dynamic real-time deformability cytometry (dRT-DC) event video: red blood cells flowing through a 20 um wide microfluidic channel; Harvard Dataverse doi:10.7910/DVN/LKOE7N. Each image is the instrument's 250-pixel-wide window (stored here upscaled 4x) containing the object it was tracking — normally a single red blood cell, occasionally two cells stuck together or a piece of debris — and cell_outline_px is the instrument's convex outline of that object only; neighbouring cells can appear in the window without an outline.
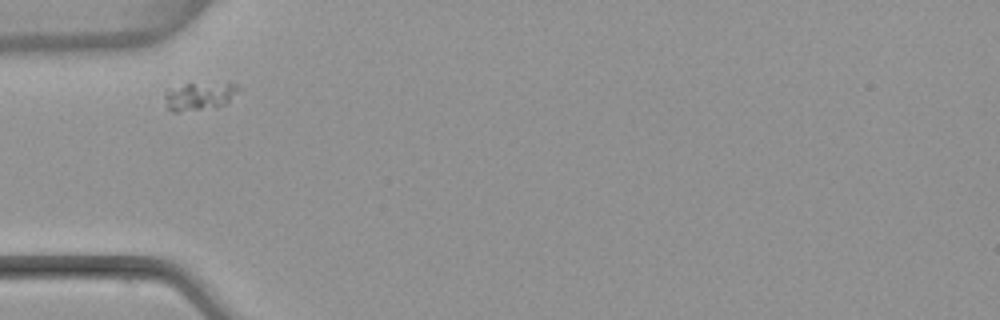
{"species": "common noctule bat (a hibernating species)", "species_latin": "Nyctalus noctula", "temperature_condition": "warm", "stored_images_in_passage": 3, "camera_frame_rate_fps": 3000, "um_per_image_px": 0.085, "animal": {"sex": "female", "body_mass_g": 22.7, "forearm_length_mm": 54.2}, "frame": {"image": 1, "passage_image": 1, "time_ms": 0.0, "image_size_px": [1000, 320], "cell_outline_px": [[244, 88], [224, 104], [216, 108], [180, 112], [172, 112], [168, 108], [164, 96], [164, 92], [168, 88], [184, 84], [236, 84]], "centroid_in_image_um": [16.94, 8.19], "position_along_channel_um": 68.1, "area_um2": 12.14}}
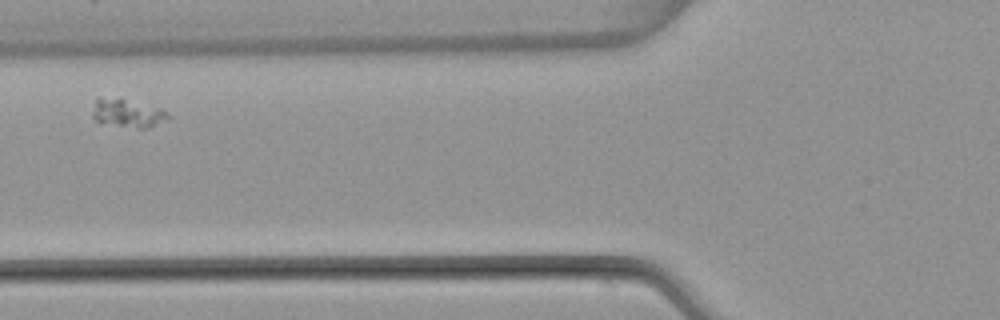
{"frame": {"image": 2, "passage_image": 2, "time_ms": 1.333, "image_size_px": [1000, 320], "cell_outline_px": [[172, 116], [168, 120], [148, 128], [136, 128], [96, 120], [92, 116], [92, 112], [96, 100], [100, 96], [120, 96], [160, 108], [168, 112]], "centroid_in_image_um": [10.89, 9.56], "position_along_channel_um": 114.9, "area_um2": 12.77}}
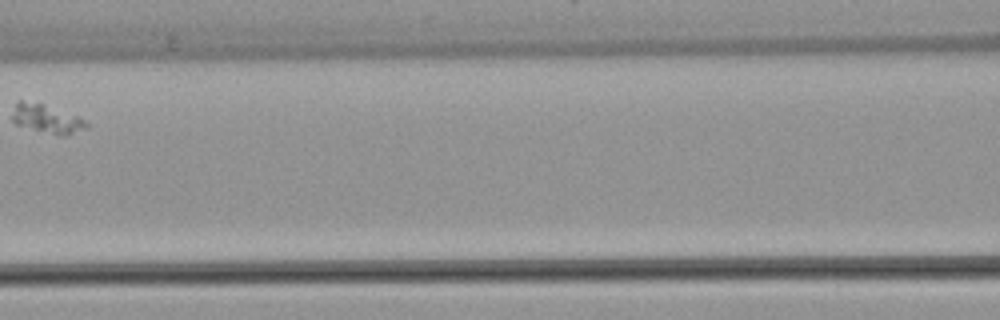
{"frame": {"image": 3, "passage_image": 3, "time_ms": 2.667, "image_size_px": [1000, 320], "cell_outline_px": [[88, 128], [64, 136], [56, 136], [16, 124], [12, 120], [12, 116], [16, 100], [20, 100], [44, 104], [76, 116], [84, 120], [88, 124]], "centroid_in_image_um": [3.96, 10.11], "position_along_channel_um": 162.6, "area_um2": 12.37}}